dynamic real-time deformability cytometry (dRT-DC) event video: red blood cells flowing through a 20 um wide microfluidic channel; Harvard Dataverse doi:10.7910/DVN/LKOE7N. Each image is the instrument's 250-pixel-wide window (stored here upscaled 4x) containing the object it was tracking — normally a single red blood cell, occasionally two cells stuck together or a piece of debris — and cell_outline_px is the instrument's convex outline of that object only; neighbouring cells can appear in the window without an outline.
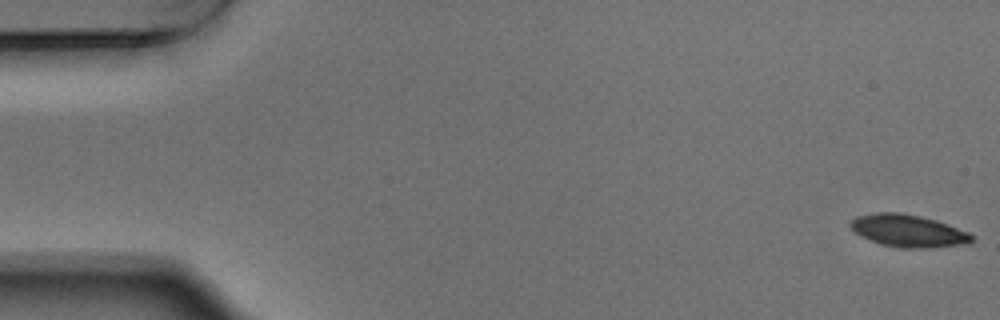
{"species": "Egyptian fruit bat (a non-hibernating species)", "species_latin": "Rousettus aegyptiacus", "temperature_condition": "warm", "stored_images_in_passage": 54, "camera_frame_rate_fps": 3000, "um_per_image_px": 0.085, "animal": {"sex": "male"}, "frame": {"image": 1, "passage_image": 1, "time_ms": 0.0, "image_size_px": [1000, 320], "cell_outline_px": [[972, 240], [968, 244], [932, 248], [900, 248], [880, 244], [868, 240], [860, 236], [848, 224], [856, 216], [876, 212], [900, 212], [920, 216], [936, 220], [948, 224], [968, 232], [972, 236]], "centroid_in_image_um": [77.18, 19.62], "position_along_channel_um": 7.8, "area_um2": 23.06}}
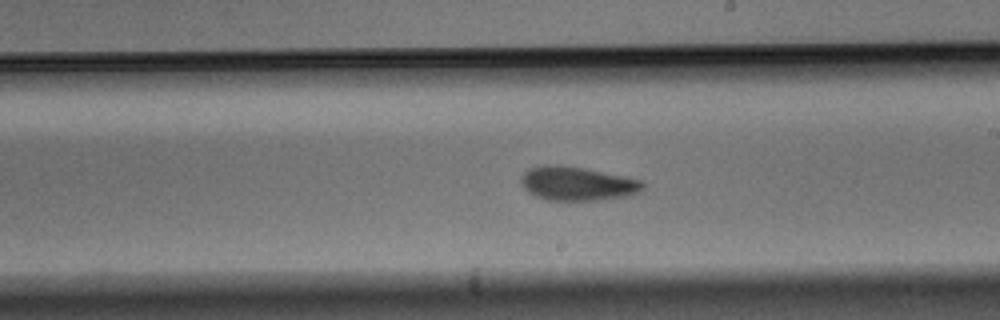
{"frame": {"image": 2, "passage_image": 31, "time_ms": 10.0, "image_size_px": [1000, 320], "cell_outline_px": [[644, 188], [640, 192], [628, 196], [596, 200], [548, 200], [536, 196], [528, 192], [520, 184], [520, 176], [528, 168], [544, 164], [556, 164], [584, 168], [624, 176], [640, 180], [644, 184]], "centroid_in_image_um": [49.03, 15.59], "position_along_channel_um": 240.0, "area_um2": 24.22}}
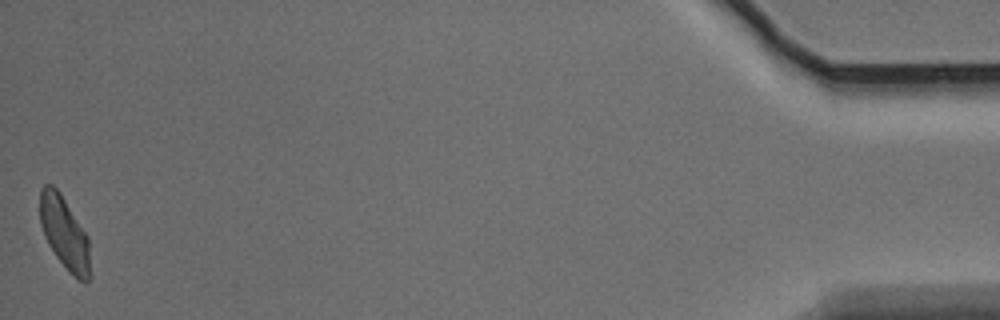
{"frame": {"image": 3, "passage_image": 54, "time_ms": 17.667, "image_size_px": [1000, 320], "cell_outline_px": [[88, 280], [84, 284], [68, 272], [56, 256], [48, 244], [44, 236], [40, 224], [40, 188], [44, 184], [52, 184], [60, 192], [88, 236]], "centroid_in_image_um": [5.44, 19.77], "position_along_channel_um": 429.8, "area_um2": 21.04}, "authors_computed_cell_mechanics": {"area_um2": 23.1778, "velocity_mm_per_s": 3.7202, "shape_relaxation_time_tau1_ms": 5.0005, "shape_relaxation_time_tau2_ms": 2.8519, "deformation_change_tau1": 0.1383, "deformation_change_tau2": 0.0895}}